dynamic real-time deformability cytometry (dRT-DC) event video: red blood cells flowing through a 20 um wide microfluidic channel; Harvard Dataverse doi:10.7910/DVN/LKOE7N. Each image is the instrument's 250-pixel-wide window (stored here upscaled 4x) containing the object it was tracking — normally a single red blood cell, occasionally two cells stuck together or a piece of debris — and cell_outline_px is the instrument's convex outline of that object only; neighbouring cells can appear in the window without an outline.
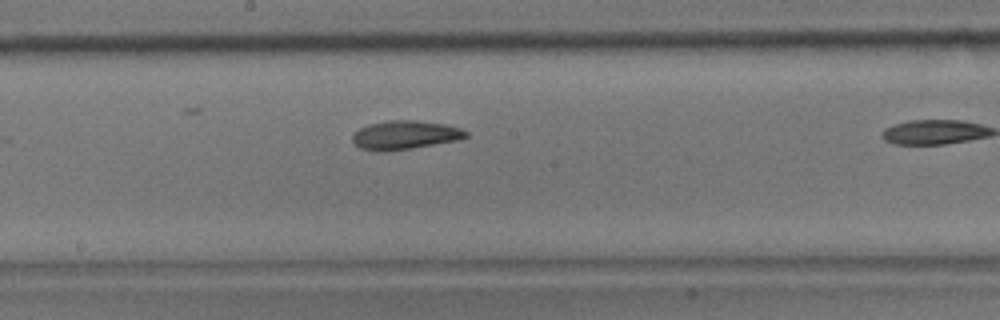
{"species": "common noctule bat (a hibernating species)", "species_latin": "Nyctalus noctula", "temperature_condition": "room temperature", "stored_images_in_passage": 6, "camera_frame_rate_fps": 3000, "um_per_image_px": 0.085, "animal": {"sex": "male", "body_mass_g": 17.9}, "frame": {"image": 1, "passage_image": 5, "time_ms": 1.333, "image_size_px": [1000, 320], "cell_outline_px": [[468, 136], [460, 140], [412, 148], [384, 152], [376, 152], [360, 148], [352, 140], [352, 136], [360, 128], [368, 124], [388, 120], [416, 120], [444, 124], [460, 128], [468, 132]], "centroid_in_image_um": [34.43, 11.48], "position_along_channel_um": 213.8, "area_um2": 19.13}}